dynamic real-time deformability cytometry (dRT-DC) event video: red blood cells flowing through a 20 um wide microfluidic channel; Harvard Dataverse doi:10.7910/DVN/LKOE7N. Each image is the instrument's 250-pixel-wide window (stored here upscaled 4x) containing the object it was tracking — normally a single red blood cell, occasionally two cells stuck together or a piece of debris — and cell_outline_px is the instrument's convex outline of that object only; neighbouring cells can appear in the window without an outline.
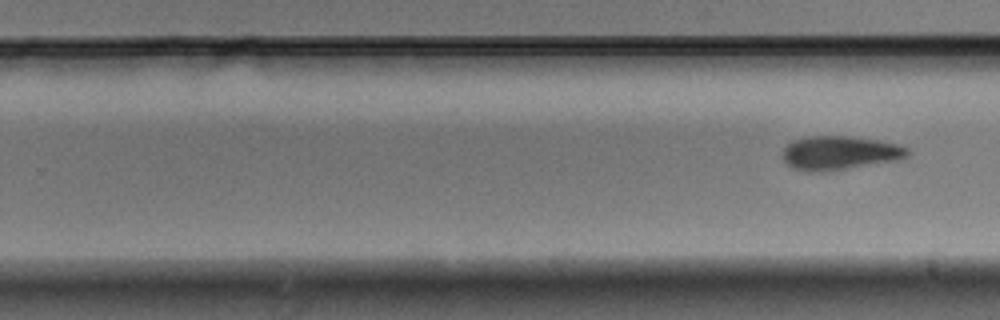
{"species": "Egyptian fruit bat (a non-hibernating species)", "species_latin": "Rousettus aegyptiacus", "temperature_condition": "warm", "stored_images_in_passage": 11, "camera_frame_rate_fps": 3000, "um_per_image_px": 0.085, "animal": {"sex": "male"}, "frame": {"image": 1, "passage_image": 11, "time_ms": 3.333, "image_size_px": [1000, 320], "cell_outline_px": [[908, 152], [904, 156], [896, 160], [848, 168], [812, 172], [808, 172], [792, 168], [780, 156], [784, 148], [792, 140], [808, 136], [848, 136], [876, 140], [896, 144], [908, 148]], "centroid_in_image_um": [71.28, 12.99], "position_along_channel_um": 258.5, "area_um2": 24.28}}